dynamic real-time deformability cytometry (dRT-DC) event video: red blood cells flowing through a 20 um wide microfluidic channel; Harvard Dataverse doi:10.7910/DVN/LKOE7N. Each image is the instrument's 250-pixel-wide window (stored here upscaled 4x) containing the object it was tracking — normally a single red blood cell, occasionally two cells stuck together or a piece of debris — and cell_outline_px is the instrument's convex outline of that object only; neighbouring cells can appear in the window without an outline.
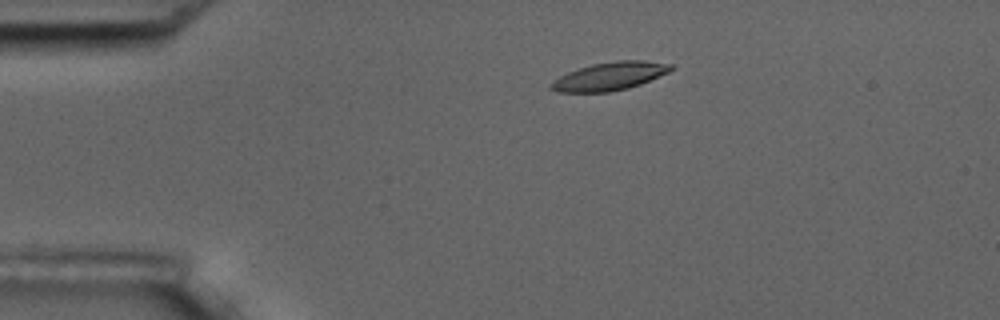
{"species": "common noctule bat (a hibernating species)", "species_latin": "Nyctalus noctula", "temperature_condition": "room temperature", "stored_images_in_passage": 5, "camera_frame_rate_fps": 3000, "um_per_image_px": 0.085, "animal": {"sex": "male", "body_mass_g": 17.5, "forearm_length_mm": 52.3}, "frame": {"image": 1, "passage_image": 3, "time_ms": 2.333, "image_size_px": [1000, 320], "cell_outline_px": [[672, 68], [668, 72], [640, 84], [628, 88], [608, 92], [556, 92], [548, 88], [548, 84], [552, 80], [568, 72], [592, 64], [616, 60], [644, 60], [672, 64]], "centroid_in_image_um": [51.77, 6.48], "position_along_channel_um": 33.2, "area_um2": 19.65}}
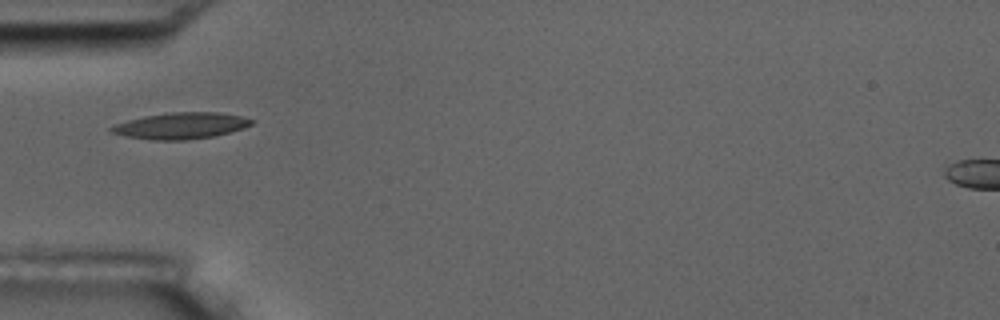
{"frame": {"image": 2, "passage_image": 5, "time_ms": 4.667, "image_size_px": [1000, 320], "cell_outline_px": [[256, 120], [252, 124], [244, 128], [216, 136], [184, 140], [152, 140], [124, 136], [108, 132], [108, 128], [116, 124], [128, 120], [144, 116], [168, 112], [220, 112], [240, 116]], "centroid_in_image_um": [15.37, 10.69], "position_along_channel_um": 69.6, "area_um2": 21.73}}